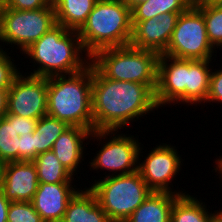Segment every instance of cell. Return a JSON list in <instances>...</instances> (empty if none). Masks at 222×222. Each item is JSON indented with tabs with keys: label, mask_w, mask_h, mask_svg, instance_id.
<instances>
[{
	"label": "cell",
	"mask_w": 222,
	"mask_h": 222,
	"mask_svg": "<svg viewBox=\"0 0 222 222\" xmlns=\"http://www.w3.org/2000/svg\"><path fill=\"white\" fill-rule=\"evenodd\" d=\"M115 132L116 130H94L91 132V139L89 140L98 138L99 142L104 138L107 139V136L111 137L113 135L111 139L105 141L102 149H99L96 153V157L94 156V159H91V168L93 170H107L112 172V176L126 175L138 171V159L139 156H142L140 155L142 151L141 143L134 138V135L127 136L125 133L124 135L123 133L115 135L117 134Z\"/></svg>",
	"instance_id": "9"
},
{
	"label": "cell",
	"mask_w": 222,
	"mask_h": 222,
	"mask_svg": "<svg viewBox=\"0 0 222 222\" xmlns=\"http://www.w3.org/2000/svg\"><path fill=\"white\" fill-rule=\"evenodd\" d=\"M47 114L94 131L91 62L80 72L47 78Z\"/></svg>",
	"instance_id": "2"
},
{
	"label": "cell",
	"mask_w": 222,
	"mask_h": 222,
	"mask_svg": "<svg viewBox=\"0 0 222 222\" xmlns=\"http://www.w3.org/2000/svg\"><path fill=\"white\" fill-rule=\"evenodd\" d=\"M7 162L0 158V188L2 187Z\"/></svg>",
	"instance_id": "33"
},
{
	"label": "cell",
	"mask_w": 222,
	"mask_h": 222,
	"mask_svg": "<svg viewBox=\"0 0 222 222\" xmlns=\"http://www.w3.org/2000/svg\"><path fill=\"white\" fill-rule=\"evenodd\" d=\"M91 132L90 129L69 126L53 144L51 150L73 176L76 169L80 167L79 164L84 160L83 151L86 148L83 141L89 139Z\"/></svg>",
	"instance_id": "17"
},
{
	"label": "cell",
	"mask_w": 222,
	"mask_h": 222,
	"mask_svg": "<svg viewBox=\"0 0 222 222\" xmlns=\"http://www.w3.org/2000/svg\"><path fill=\"white\" fill-rule=\"evenodd\" d=\"M212 60L188 59L187 88L185 90V104H203L209 91V79Z\"/></svg>",
	"instance_id": "21"
},
{
	"label": "cell",
	"mask_w": 222,
	"mask_h": 222,
	"mask_svg": "<svg viewBox=\"0 0 222 222\" xmlns=\"http://www.w3.org/2000/svg\"><path fill=\"white\" fill-rule=\"evenodd\" d=\"M69 125L52 117L45 115L37 120L36 125V157L46 151H50L56 139L66 130Z\"/></svg>",
	"instance_id": "26"
},
{
	"label": "cell",
	"mask_w": 222,
	"mask_h": 222,
	"mask_svg": "<svg viewBox=\"0 0 222 222\" xmlns=\"http://www.w3.org/2000/svg\"><path fill=\"white\" fill-rule=\"evenodd\" d=\"M39 182L33 161L7 162L2 184L4 196L11 202H31Z\"/></svg>",
	"instance_id": "16"
},
{
	"label": "cell",
	"mask_w": 222,
	"mask_h": 222,
	"mask_svg": "<svg viewBox=\"0 0 222 222\" xmlns=\"http://www.w3.org/2000/svg\"><path fill=\"white\" fill-rule=\"evenodd\" d=\"M179 196L153 191L125 222H170L173 203Z\"/></svg>",
	"instance_id": "19"
},
{
	"label": "cell",
	"mask_w": 222,
	"mask_h": 222,
	"mask_svg": "<svg viewBox=\"0 0 222 222\" xmlns=\"http://www.w3.org/2000/svg\"><path fill=\"white\" fill-rule=\"evenodd\" d=\"M170 62V63H169ZM188 59L160 55L158 60L155 101L158 108L169 103H185ZM176 102V103H175Z\"/></svg>",
	"instance_id": "13"
},
{
	"label": "cell",
	"mask_w": 222,
	"mask_h": 222,
	"mask_svg": "<svg viewBox=\"0 0 222 222\" xmlns=\"http://www.w3.org/2000/svg\"><path fill=\"white\" fill-rule=\"evenodd\" d=\"M10 202L3 194L0 188V222H7V213Z\"/></svg>",
	"instance_id": "31"
},
{
	"label": "cell",
	"mask_w": 222,
	"mask_h": 222,
	"mask_svg": "<svg viewBox=\"0 0 222 222\" xmlns=\"http://www.w3.org/2000/svg\"><path fill=\"white\" fill-rule=\"evenodd\" d=\"M16 66L13 58L6 51L0 50V90L10 88L14 78L20 73Z\"/></svg>",
	"instance_id": "28"
},
{
	"label": "cell",
	"mask_w": 222,
	"mask_h": 222,
	"mask_svg": "<svg viewBox=\"0 0 222 222\" xmlns=\"http://www.w3.org/2000/svg\"><path fill=\"white\" fill-rule=\"evenodd\" d=\"M61 222H111L89 189L78 191L69 201Z\"/></svg>",
	"instance_id": "18"
},
{
	"label": "cell",
	"mask_w": 222,
	"mask_h": 222,
	"mask_svg": "<svg viewBox=\"0 0 222 222\" xmlns=\"http://www.w3.org/2000/svg\"><path fill=\"white\" fill-rule=\"evenodd\" d=\"M210 222H222V211L219 209L216 212L212 213L211 211V218Z\"/></svg>",
	"instance_id": "34"
},
{
	"label": "cell",
	"mask_w": 222,
	"mask_h": 222,
	"mask_svg": "<svg viewBox=\"0 0 222 222\" xmlns=\"http://www.w3.org/2000/svg\"><path fill=\"white\" fill-rule=\"evenodd\" d=\"M72 183L39 182L31 201L44 222H61L69 201L79 191Z\"/></svg>",
	"instance_id": "15"
},
{
	"label": "cell",
	"mask_w": 222,
	"mask_h": 222,
	"mask_svg": "<svg viewBox=\"0 0 222 222\" xmlns=\"http://www.w3.org/2000/svg\"><path fill=\"white\" fill-rule=\"evenodd\" d=\"M82 51L85 53L78 31L56 24L22 54H27L26 57H30L36 65L39 63L37 70L28 75L48 78L74 74L86 68L91 58H85Z\"/></svg>",
	"instance_id": "3"
},
{
	"label": "cell",
	"mask_w": 222,
	"mask_h": 222,
	"mask_svg": "<svg viewBox=\"0 0 222 222\" xmlns=\"http://www.w3.org/2000/svg\"><path fill=\"white\" fill-rule=\"evenodd\" d=\"M181 13H164L143 21H131L132 35L129 45L164 54Z\"/></svg>",
	"instance_id": "14"
},
{
	"label": "cell",
	"mask_w": 222,
	"mask_h": 222,
	"mask_svg": "<svg viewBox=\"0 0 222 222\" xmlns=\"http://www.w3.org/2000/svg\"><path fill=\"white\" fill-rule=\"evenodd\" d=\"M201 200L184 194L173 203L170 222H210L211 213Z\"/></svg>",
	"instance_id": "24"
},
{
	"label": "cell",
	"mask_w": 222,
	"mask_h": 222,
	"mask_svg": "<svg viewBox=\"0 0 222 222\" xmlns=\"http://www.w3.org/2000/svg\"><path fill=\"white\" fill-rule=\"evenodd\" d=\"M159 54L131 45L97 51L91 63L108 79L157 84Z\"/></svg>",
	"instance_id": "5"
},
{
	"label": "cell",
	"mask_w": 222,
	"mask_h": 222,
	"mask_svg": "<svg viewBox=\"0 0 222 222\" xmlns=\"http://www.w3.org/2000/svg\"><path fill=\"white\" fill-rule=\"evenodd\" d=\"M98 0H52L56 24L79 31Z\"/></svg>",
	"instance_id": "20"
},
{
	"label": "cell",
	"mask_w": 222,
	"mask_h": 222,
	"mask_svg": "<svg viewBox=\"0 0 222 222\" xmlns=\"http://www.w3.org/2000/svg\"><path fill=\"white\" fill-rule=\"evenodd\" d=\"M7 222H44L32 202H10Z\"/></svg>",
	"instance_id": "27"
},
{
	"label": "cell",
	"mask_w": 222,
	"mask_h": 222,
	"mask_svg": "<svg viewBox=\"0 0 222 222\" xmlns=\"http://www.w3.org/2000/svg\"><path fill=\"white\" fill-rule=\"evenodd\" d=\"M7 113L37 120L47 115V78L19 73L8 89Z\"/></svg>",
	"instance_id": "11"
},
{
	"label": "cell",
	"mask_w": 222,
	"mask_h": 222,
	"mask_svg": "<svg viewBox=\"0 0 222 222\" xmlns=\"http://www.w3.org/2000/svg\"><path fill=\"white\" fill-rule=\"evenodd\" d=\"M8 90H0V118L7 113Z\"/></svg>",
	"instance_id": "32"
},
{
	"label": "cell",
	"mask_w": 222,
	"mask_h": 222,
	"mask_svg": "<svg viewBox=\"0 0 222 222\" xmlns=\"http://www.w3.org/2000/svg\"><path fill=\"white\" fill-rule=\"evenodd\" d=\"M2 4H3V0H0V8H1Z\"/></svg>",
	"instance_id": "38"
},
{
	"label": "cell",
	"mask_w": 222,
	"mask_h": 222,
	"mask_svg": "<svg viewBox=\"0 0 222 222\" xmlns=\"http://www.w3.org/2000/svg\"><path fill=\"white\" fill-rule=\"evenodd\" d=\"M52 4V0H3L1 7L15 10H38Z\"/></svg>",
	"instance_id": "29"
},
{
	"label": "cell",
	"mask_w": 222,
	"mask_h": 222,
	"mask_svg": "<svg viewBox=\"0 0 222 222\" xmlns=\"http://www.w3.org/2000/svg\"><path fill=\"white\" fill-rule=\"evenodd\" d=\"M122 1L125 2L132 9L136 4H139L141 2H145L148 0H122Z\"/></svg>",
	"instance_id": "36"
},
{
	"label": "cell",
	"mask_w": 222,
	"mask_h": 222,
	"mask_svg": "<svg viewBox=\"0 0 222 222\" xmlns=\"http://www.w3.org/2000/svg\"><path fill=\"white\" fill-rule=\"evenodd\" d=\"M56 25L53 3L38 10L0 8V41L25 51ZM0 42V43H1ZM0 50L2 45H0Z\"/></svg>",
	"instance_id": "7"
},
{
	"label": "cell",
	"mask_w": 222,
	"mask_h": 222,
	"mask_svg": "<svg viewBox=\"0 0 222 222\" xmlns=\"http://www.w3.org/2000/svg\"><path fill=\"white\" fill-rule=\"evenodd\" d=\"M78 34L86 57L105 48L129 45L131 8L122 0H98Z\"/></svg>",
	"instance_id": "4"
},
{
	"label": "cell",
	"mask_w": 222,
	"mask_h": 222,
	"mask_svg": "<svg viewBox=\"0 0 222 222\" xmlns=\"http://www.w3.org/2000/svg\"><path fill=\"white\" fill-rule=\"evenodd\" d=\"M35 163L38 182L73 183V175L64 167L52 150L39 154Z\"/></svg>",
	"instance_id": "23"
},
{
	"label": "cell",
	"mask_w": 222,
	"mask_h": 222,
	"mask_svg": "<svg viewBox=\"0 0 222 222\" xmlns=\"http://www.w3.org/2000/svg\"><path fill=\"white\" fill-rule=\"evenodd\" d=\"M169 144H160L154 147L140 163L138 159V172L147 186L155 192H170L184 195L183 191H172L169 185L175 175L181 170V156L177 153L176 147Z\"/></svg>",
	"instance_id": "12"
},
{
	"label": "cell",
	"mask_w": 222,
	"mask_h": 222,
	"mask_svg": "<svg viewBox=\"0 0 222 222\" xmlns=\"http://www.w3.org/2000/svg\"><path fill=\"white\" fill-rule=\"evenodd\" d=\"M214 48L209 42L202 12L192 4L178 16L164 55L192 60H213Z\"/></svg>",
	"instance_id": "8"
},
{
	"label": "cell",
	"mask_w": 222,
	"mask_h": 222,
	"mask_svg": "<svg viewBox=\"0 0 222 222\" xmlns=\"http://www.w3.org/2000/svg\"><path fill=\"white\" fill-rule=\"evenodd\" d=\"M156 86L108 79L92 64L94 130L118 132L135 118L157 110Z\"/></svg>",
	"instance_id": "1"
},
{
	"label": "cell",
	"mask_w": 222,
	"mask_h": 222,
	"mask_svg": "<svg viewBox=\"0 0 222 222\" xmlns=\"http://www.w3.org/2000/svg\"><path fill=\"white\" fill-rule=\"evenodd\" d=\"M37 119L6 113L0 118V158L5 162L36 158Z\"/></svg>",
	"instance_id": "10"
},
{
	"label": "cell",
	"mask_w": 222,
	"mask_h": 222,
	"mask_svg": "<svg viewBox=\"0 0 222 222\" xmlns=\"http://www.w3.org/2000/svg\"><path fill=\"white\" fill-rule=\"evenodd\" d=\"M193 4L202 12L209 42L222 48V6L216 1L199 0Z\"/></svg>",
	"instance_id": "25"
},
{
	"label": "cell",
	"mask_w": 222,
	"mask_h": 222,
	"mask_svg": "<svg viewBox=\"0 0 222 222\" xmlns=\"http://www.w3.org/2000/svg\"><path fill=\"white\" fill-rule=\"evenodd\" d=\"M217 164L216 165V168H214L215 172L218 171V174H220V178L222 180V158L220 157V159H216L215 161Z\"/></svg>",
	"instance_id": "35"
},
{
	"label": "cell",
	"mask_w": 222,
	"mask_h": 222,
	"mask_svg": "<svg viewBox=\"0 0 222 222\" xmlns=\"http://www.w3.org/2000/svg\"><path fill=\"white\" fill-rule=\"evenodd\" d=\"M216 2H218L222 6V0H217Z\"/></svg>",
	"instance_id": "37"
},
{
	"label": "cell",
	"mask_w": 222,
	"mask_h": 222,
	"mask_svg": "<svg viewBox=\"0 0 222 222\" xmlns=\"http://www.w3.org/2000/svg\"><path fill=\"white\" fill-rule=\"evenodd\" d=\"M211 71L206 103L217 101V103H222V69H218L214 72L213 70Z\"/></svg>",
	"instance_id": "30"
},
{
	"label": "cell",
	"mask_w": 222,
	"mask_h": 222,
	"mask_svg": "<svg viewBox=\"0 0 222 222\" xmlns=\"http://www.w3.org/2000/svg\"><path fill=\"white\" fill-rule=\"evenodd\" d=\"M192 4V0H148L131 9V21H143L164 13H183Z\"/></svg>",
	"instance_id": "22"
},
{
	"label": "cell",
	"mask_w": 222,
	"mask_h": 222,
	"mask_svg": "<svg viewBox=\"0 0 222 222\" xmlns=\"http://www.w3.org/2000/svg\"><path fill=\"white\" fill-rule=\"evenodd\" d=\"M89 187L111 222H125L153 192L136 171L126 175H105Z\"/></svg>",
	"instance_id": "6"
}]
</instances>
